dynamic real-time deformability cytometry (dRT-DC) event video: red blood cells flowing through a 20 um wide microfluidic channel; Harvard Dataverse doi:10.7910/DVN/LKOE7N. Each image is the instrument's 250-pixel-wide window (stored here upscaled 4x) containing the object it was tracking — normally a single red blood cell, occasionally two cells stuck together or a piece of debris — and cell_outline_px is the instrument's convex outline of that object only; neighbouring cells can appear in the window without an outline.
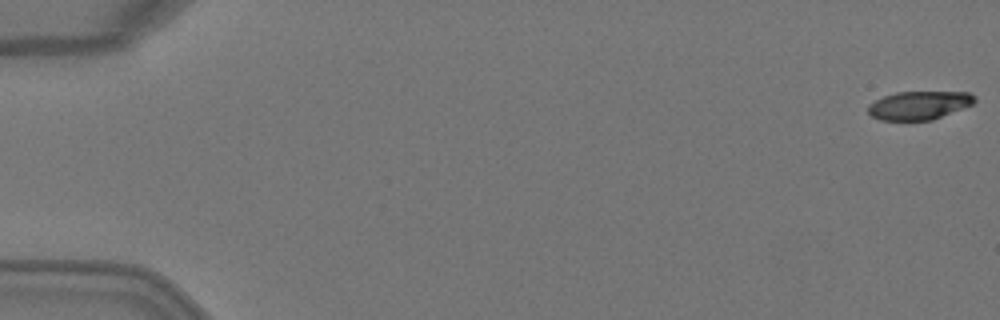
{"species": "Egyptian fruit bat (a non-hibernating species)", "species_latin": "Rousettus aegyptiacus", "temperature_condition": "warm", "stored_images_in_passage": 5, "camera_frame_rate_fps": 3000, "um_per_image_px": 0.085, "animal": {"sex": "female"}, "frame": {"image": 1, "passage_image": 1, "time_ms": 0.0, "image_size_px": [1000, 320], "cell_outline_px": [[976, 100], [972, 104], [932, 120], [880, 120], [872, 116], [868, 112], [868, 104], [884, 96], [896, 92], [968, 92], [976, 96]], "centroid_in_image_um": [78.11, 8.95], "position_along_channel_um": 6.9, "area_um2": 17.51}}
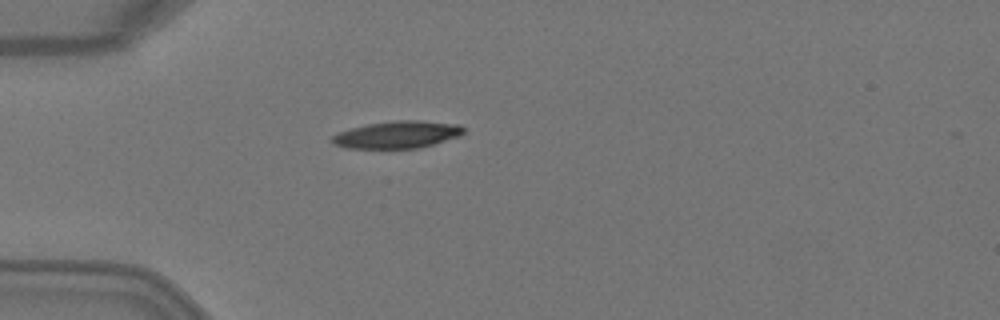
{"frame": {"image": 2, "passage_image": 5, "time_ms": 1.333, "image_size_px": [1000, 320], "cell_outline_px": [[464, 132], [460, 136], [420, 148], [344, 148], [332, 144], [332, 136], [340, 132], [352, 128], [368, 124], [392, 120], [420, 120], [460, 124], [464, 128]], "centroid_in_image_um": [33.8, 11.44], "position_along_channel_um": 51.2, "area_um2": 20.92}}